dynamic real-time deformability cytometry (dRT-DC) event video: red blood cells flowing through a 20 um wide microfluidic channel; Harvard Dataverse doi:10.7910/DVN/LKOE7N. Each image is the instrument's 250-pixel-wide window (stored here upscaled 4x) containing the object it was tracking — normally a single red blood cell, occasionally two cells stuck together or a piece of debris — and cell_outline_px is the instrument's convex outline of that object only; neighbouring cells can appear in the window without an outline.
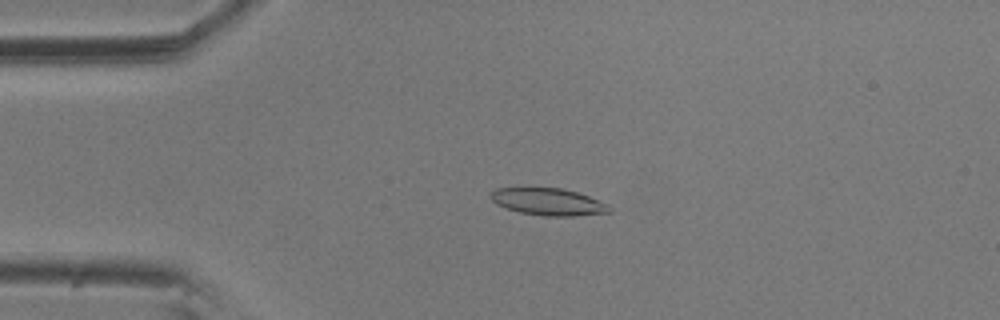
{"species": "common noctule bat (a hibernating species)", "species_latin": "Nyctalus noctula", "temperature_condition": "room temperature", "stored_images_in_passage": 5, "camera_frame_rate_fps": 3000, "um_per_image_px": 0.085, "animal": {"sex": "male", "body_mass_g": 20.5, "forearm_length_mm": 52.5}, "frame": {"image": 1, "passage_image": 3, "time_ms": 0.667, "image_size_px": [1000, 320], "cell_outline_px": [[612, 212], [572, 216], [544, 216], [520, 212], [496, 204], [492, 200], [492, 192], [496, 188], [560, 188], [576, 192], [588, 196], [608, 204], [612, 208]], "centroid_in_image_um": [46.64, 17.16], "position_along_channel_um": 38.4, "area_um2": 18.5}}
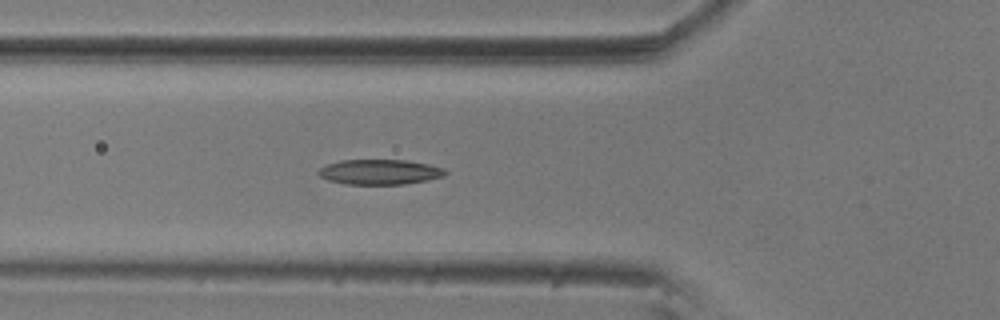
{"frame": {"image": 2, "passage_image": 5, "time_ms": 1.333, "image_size_px": [1000, 320], "cell_outline_px": [[448, 172], [444, 176], [404, 184], [344, 184], [328, 180], [320, 176], [316, 172], [320, 168], [328, 164], [340, 160], [408, 160], [428, 164], [444, 168]], "centroid_in_image_um": [32.26, 14.61], "position_along_channel_um": 93.5, "area_um2": 18.5}}